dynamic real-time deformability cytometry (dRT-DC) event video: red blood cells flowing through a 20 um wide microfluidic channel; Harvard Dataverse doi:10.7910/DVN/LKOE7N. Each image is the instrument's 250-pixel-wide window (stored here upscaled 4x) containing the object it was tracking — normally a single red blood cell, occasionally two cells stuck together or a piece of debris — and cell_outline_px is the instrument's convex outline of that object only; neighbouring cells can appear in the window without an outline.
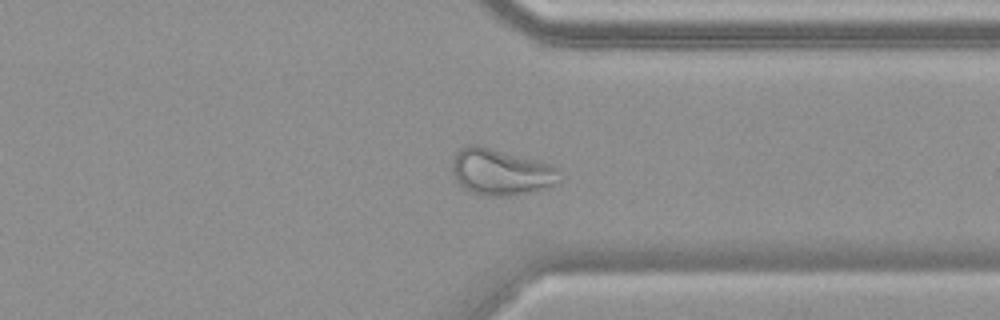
{"species": "common noctule bat (a hibernating species)", "species_latin": "Nyctalus noctula", "temperature_condition": "warm", "stored_images_in_passage": 55, "camera_frame_rate_fps": 3000, "um_per_image_px": 0.085, "animal": {"sex": "female", "body_mass_g": 19.9}, "frame": {"image": 1, "passage_image": 43, "time_ms": 14.0, "image_size_px": [1000, 320], "cell_outline_px": [[564, 180], [548, 188], [508, 196], [488, 196], [468, 192], [456, 180], [452, 172], [452, 156], [460, 148], [468, 144], [476, 144], [552, 164], [560, 168]], "centroid_in_image_um": [42.61, 14.62], "position_along_channel_um": 368.8, "area_um2": 29.59}}
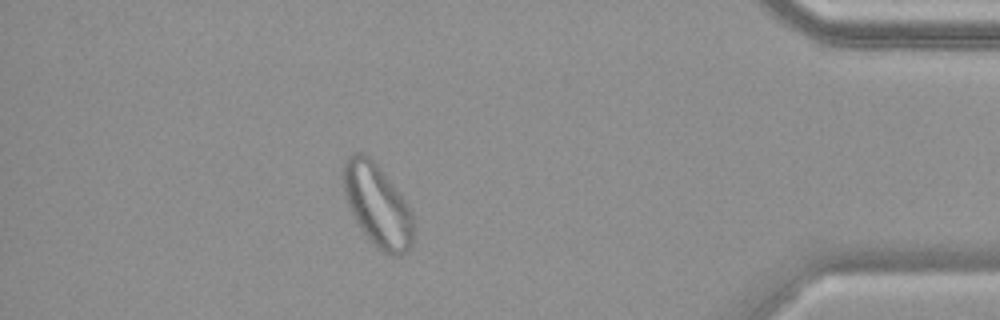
{"frame": {"image": 2, "passage_image": 49, "time_ms": 16.0, "image_size_px": [1000, 320], "cell_outline_px": [[412, 244], [400, 256], [392, 256], [384, 252], [372, 244], [360, 228], [352, 216], [344, 196], [340, 172], [344, 160], [348, 156], [356, 152], [364, 152], [372, 156], [408, 204], [412, 212]], "centroid_in_image_um": [32.01, 17.38], "position_along_channel_um": 403.2, "area_um2": 34.39}}